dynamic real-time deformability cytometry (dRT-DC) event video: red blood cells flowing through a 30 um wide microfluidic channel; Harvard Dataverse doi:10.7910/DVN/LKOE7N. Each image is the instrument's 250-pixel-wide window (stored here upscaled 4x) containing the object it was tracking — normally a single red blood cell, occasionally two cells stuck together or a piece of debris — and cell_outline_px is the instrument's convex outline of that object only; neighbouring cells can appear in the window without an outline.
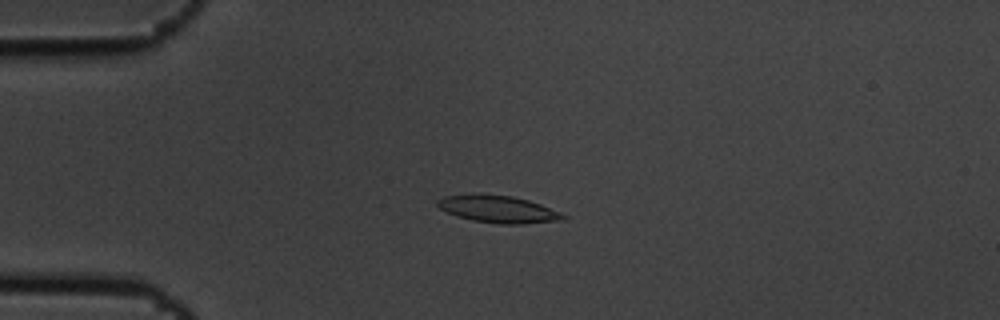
{"species": "common noctule bat (a hibernating species)", "species_latin": "Nyctalus noctula", "temperature_condition": "cold", "stored_images_in_passage": 6, "camera_frame_rate_fps": 3000, "um_per_image_px": 0.085, "animal": {"sex": "male", "body_mass_g": 19.5, "forearm_length_mm": 54.6}, "frame": {"image": 1, "passage_image": 3, "time_ms": 0.667, "image_size_px": [1000, 320], "cell_outline_px": [[568, 216], [564, 220], [524, 224], [500, 224], [472, 220], [448, 212], [440, 208], [436, 204], [436, 200], [444, 196], [512, 196], [528, 200], [540, 204], [560, 212]], "centroid_in_image_um": [42.43, 17.82], "position_along_channel_um": 42.6, "area_um2": 19.19}}
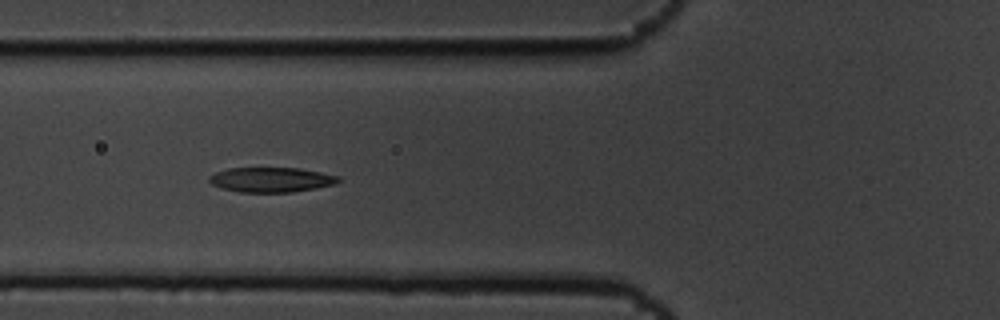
{"frame": {"image": 2, "passage_image": 5, "time_ms": 1.333, "image_size_px": [1000, 320], "cell_outline_px": [[340, 180], [336, 184], [316, 188], [292, 192], [240, 192], [224, 188], [212, 184], [208, 180], [208, 176], [216, 172], [228, 168], [300, 168], [340, 176]], "centroid_in_image_um": [23.07, 15.27], "position_along_channel_um": 102.7, "area_um2": 18.67}}
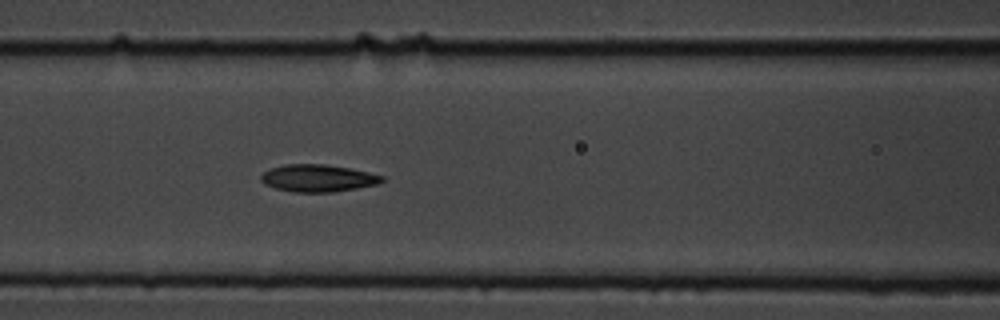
{"frame": {"image": 3, "passage_image": 6, "time_ms": 1.667, "image_size_px": [1000, 320], "cell_outline_px": [[384, 180], [376, 184], [356, 188], [332, 192], [292, 192], [276, 188], [264, 184], [260, 180], [260, 176], [264, 172], [272, 168], [284, 164], [324, 164], [348, 168], [368, 172], [384, 176]], "centroid_in_image_um": [26.99, 15.14], "position_along_channel_um": 139.6, "area_um2": 19.07}}